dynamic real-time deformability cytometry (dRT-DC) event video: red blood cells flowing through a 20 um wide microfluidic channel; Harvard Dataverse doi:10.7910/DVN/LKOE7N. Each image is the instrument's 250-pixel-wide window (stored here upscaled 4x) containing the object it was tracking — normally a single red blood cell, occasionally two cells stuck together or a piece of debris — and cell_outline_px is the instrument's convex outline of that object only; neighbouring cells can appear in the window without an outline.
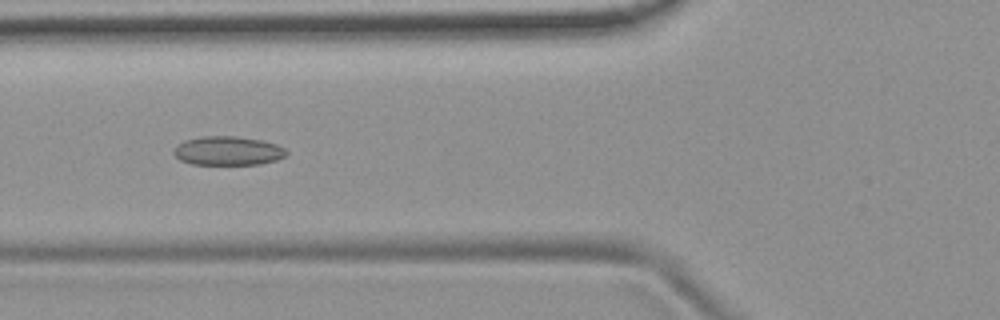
{"species": "common noctule bat (a hibernating species)", "species_latin": "Nyctalus noctula", "temperature_condition": "room temperature", "stored_images_in_passage": 52, "camera_frame_rate_fps": 3000, "um_per_image_px": 0.085, "animal": {"sex": "female", "body_mass_g": 19.9}, "frame": {"image": 1, "passage_image": 19, "time_ms": 6.0, "image_size_px": [1000, 320], "cell_outline_px": [[288, 152], [284, 156], [276, 160], [260, 164], [192, 164], [180, 160], [172, 152], [176, 144], [184, 140], [200, 136], [236, 136], [264, 140], [276, 144], [284, 148]], "centroid_in_image_um": [19.34, 12.8], "position_along_channel_um": 106.5, "area_um2": 19.13}}
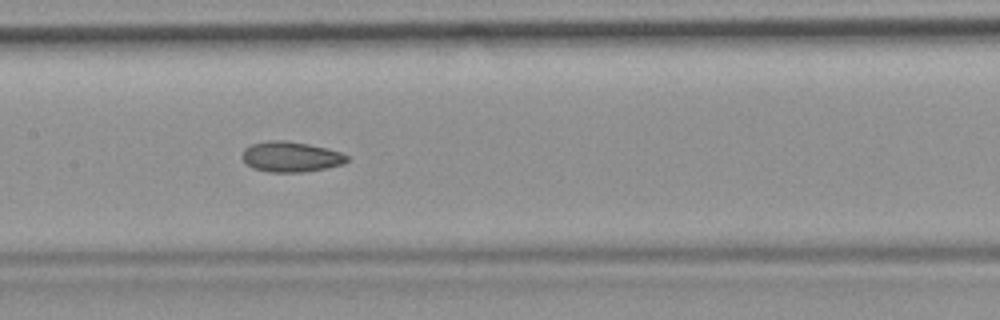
{"frame": {"image": 2, "passage_image": 25, "time_ms": 8.0, "image_size_px": [1000, 320], "cell_outline_px": [[348, 160], [344, 164], [304, 172], [268, 172], [252, 168], [244, 160], [244, 148], [252, 144], [268, 140], [284, 140], [308, 144], [328, 148], [340, 152], [348, 156]], "centroid_in_image_um": [24.74, 13.32], "position_along_channel_um": 182.7, "area_um2": 18.44}}
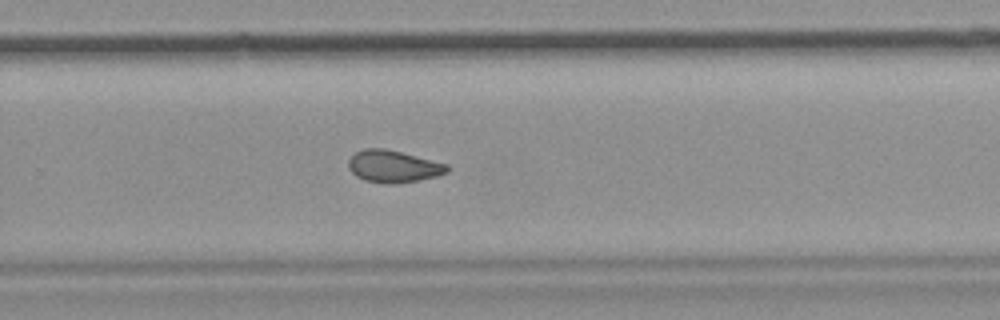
{"frame": {"image": 3, "passage_image": 34, "time_ms": 11.0, "image_size_px": [1000, 320], "cell_outline_px": [[448, 172], [436, 176], [420, 180], [392, 184], [384, 184], [364, 180], [356, 176], [348, 168], [348, 160], [356, 152], [364, 148], [384, 148], [448, 164]], "centroid_in_image_um": [33.41, 14.15], "position_along_channel_um": 296.4, "area_um2": 18.44}, "authors_computed_cell_mechanics": {"area_um2": 19.2185, "velocity_mm_per_s": 3.8114, "shape_relaxation_time_tau1_ms": null, "shape_relaxation_time_tau2_ms": 2.4738, "deformation_change_tau1": null, "deformation_change_tau2": 0.0862}}